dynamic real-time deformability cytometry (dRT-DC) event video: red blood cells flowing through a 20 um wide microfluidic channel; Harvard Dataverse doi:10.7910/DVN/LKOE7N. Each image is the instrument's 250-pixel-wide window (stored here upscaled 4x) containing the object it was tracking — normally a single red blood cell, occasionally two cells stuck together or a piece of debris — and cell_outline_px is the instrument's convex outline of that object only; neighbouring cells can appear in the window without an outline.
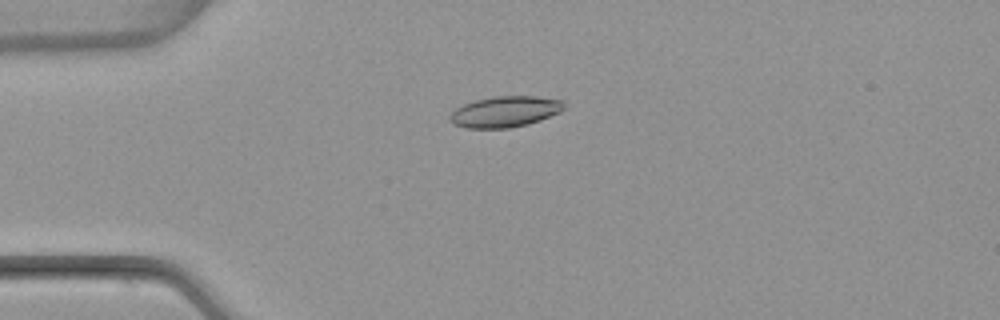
{"species": "common noctule bat (a hibernating species)", "species_latin": "Nyctalus noctula", "temperature_condition": "warm", "stored_images_in_passage": 6, "camera_frame_rate_fps": 3000, "um_per_image_px": 0.085, "animal": {"sex": "female", "body_mass_g": 22.7, "forearm_length_mm": 54.2}, "frame": {"image": 1, "passage_image": 4, "time_ms": 3.667, "image_size_px": [1000, 320], "cell_outline_px": [[564, 108], [560, 112], [540, 120], [528, 124], [508, 128], [464, 128], [452, 124], [448, 120], [448, 116], [456, 108], [464, 104], [476, 100], [492, 96], [536, 96], [564, 100]], "centroid_in_image_um": [42.9, 9.49], "position_along_channel_um": 42.1, "area_um2": 20.75}}
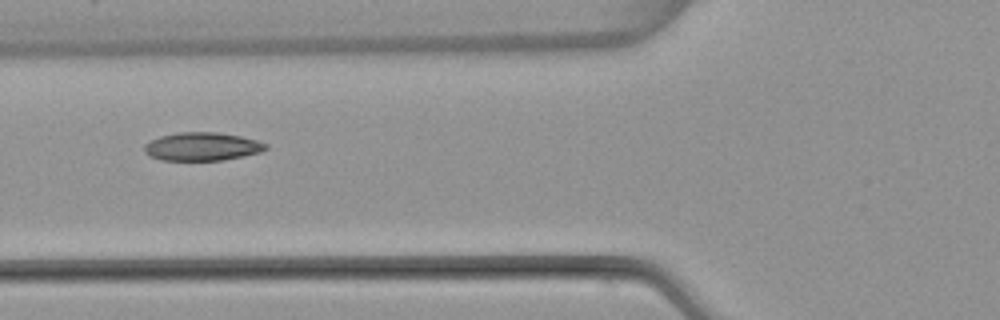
{"frame": {"image": 2, "passage_image": 6, "time_ms": 6.0, "image_size_px": [1000, 320], "cell_outline_px": [[268, 148], [260, 152], [244, 156], [224, 160], [160, 160], [144, 152], [144, 144], [160, 136], [180, 132], [216, 132], [240, 136], [256, 140], [268, 144]], "centroid_in_image_um": [17.19, 12.46], "position_along_channel_um": 108.6, "area_um2": 19.94}}